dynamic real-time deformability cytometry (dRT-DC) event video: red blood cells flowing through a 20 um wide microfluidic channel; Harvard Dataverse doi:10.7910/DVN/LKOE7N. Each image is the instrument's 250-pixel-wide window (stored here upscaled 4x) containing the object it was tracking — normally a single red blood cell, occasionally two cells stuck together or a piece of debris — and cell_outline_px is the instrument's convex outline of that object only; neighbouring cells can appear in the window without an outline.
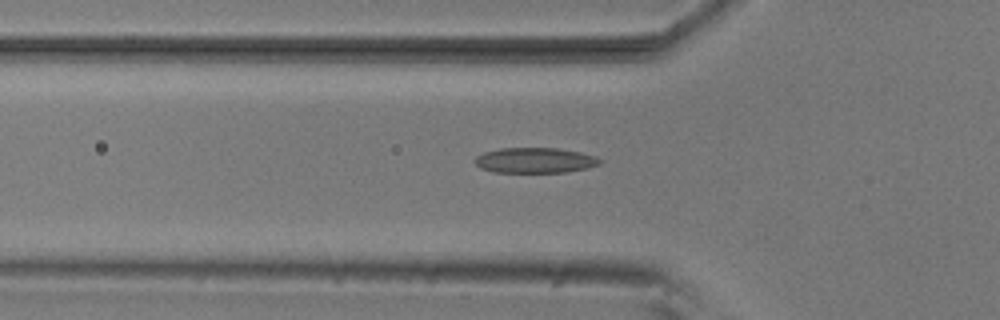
{"species": "common noctule bat (a hibernating species)", "species_latin": "Nyctalus noctula", "temperature_condition": "room temperature", "stored_images_in_passage": 45, "camera_frame_rate_fps": 3000, "um_per_image_px": 0.085, "animal": {"sex": "male", "body_mass_g": 20.5, "forearm_length_mm": 52.5}, "frame": {"image": 1, "passage_image": 14, "time_ms": 4.333, "image_size_px": [1000, 320], "cell_outline_px": [[604, 160], [600, 164], [588, 168], [568, 172], [492, 172], [480, 168], [472, 160], [476, 156], [484, 152], [500, 148], [556, 148], [580, 152], [596, 156]], "centroid_in_image_um": [45.48, 13.63], "position_along_channel_um": 80.3, "area_um2": 18.67}}
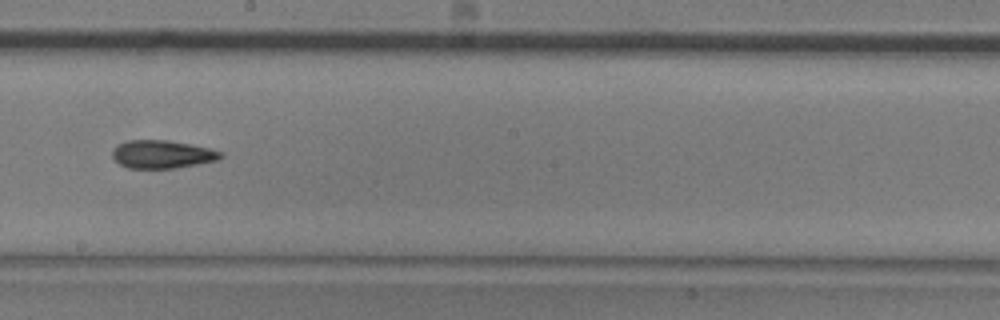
{"frame": {"image": 2, "passage_image": 26, "time_ms": 8.333, "image_size_px": [1000, 320], "cell_outline_px": [[224, 156], [216, 160], [176, 168], [128, 168], [120, 164], [112, 156], [112, 152], [120, 144], [128, 140], [168, 140], [208, 148], [224, 152]], "centroid_in_image_um": [13.8, 13.12], "position_along_channel_um": 234.4, "area_um2": 17.46}}
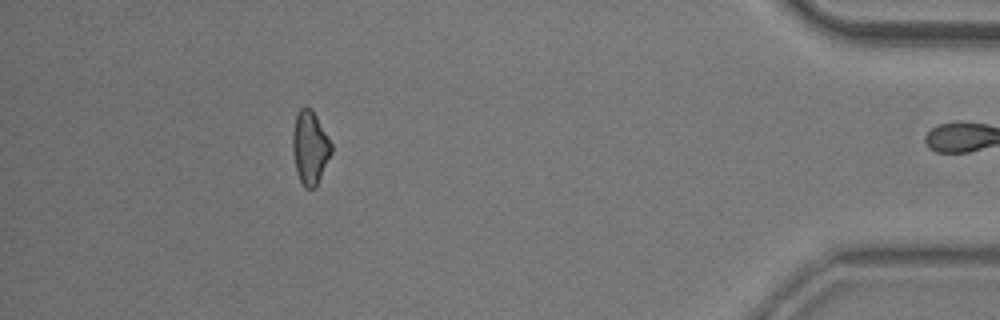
{"frame": {"image": 3, "passage_image": 44, "time_ms": 14.333, "image_size_px": [1000, 320], "cell_outline_px": [[332, 152], [316, 188], [304, 188], [296, 172], [292, 152], [292, 132], [296, 116], [300, 108], [304, 104], [312, 108], [332, 144]], "centroid_in_image_um": [26.34, 12.53], "position_along_channel_um": 408.9, "area_um2": 16.82}, "authors_computed_cell_mechanics": {"area_um2": 17.629, "velocity_mm_per_s": 3.828, "shape_relaxation_time_tau1_ms": 6.8166, "shape_relaxation_time_tau2_ms": 3.9783, "deformation_change_tau1": 0.1641, "deformation_change_tau2": 0.1335}}